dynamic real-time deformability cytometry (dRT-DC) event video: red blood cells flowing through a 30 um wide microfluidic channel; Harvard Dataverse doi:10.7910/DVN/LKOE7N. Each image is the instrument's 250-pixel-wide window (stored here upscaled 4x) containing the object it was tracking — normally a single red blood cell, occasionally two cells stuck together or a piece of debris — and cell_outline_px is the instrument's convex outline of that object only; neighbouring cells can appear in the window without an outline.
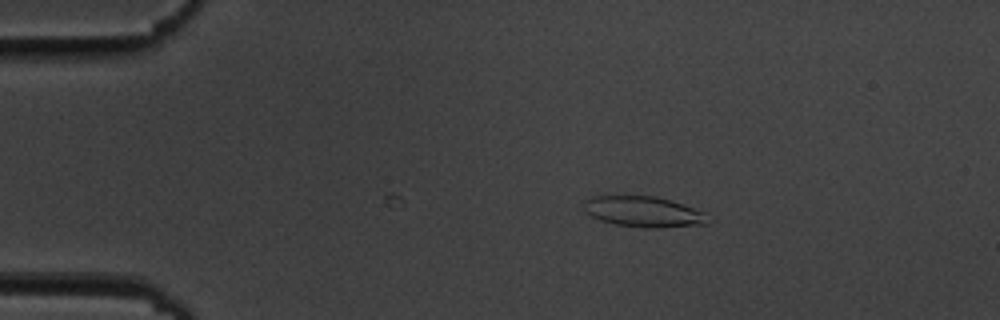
{"species": "common noctule bat (a hibernating species)", "species_latin": "Nyctalus noctula", "temperature_condition": "cold", "stored_images_in_passage": 10, "camera_frame_rate_fps": 3000, "um_per_image_px": 0.085, "animal": {"sex": "male", "body_mass_g": 19.5, "forearm_length_mm": 54.6}, "frame": {"image": 1, "passage_image": 10, "time_ms": 3.0, "image_size_px": [1000, 320], "cell_outline_px": [[708, 224], [656, 228], [644, 228], [616, 224], [600, 220], [584, 212], [584, 200], [592, 196], [656, 196], [704, 212]], "centroid_in_image_um": [54.64, 18.0], "position_along_channel_um": 30.4, "area_um2": 21.91}}